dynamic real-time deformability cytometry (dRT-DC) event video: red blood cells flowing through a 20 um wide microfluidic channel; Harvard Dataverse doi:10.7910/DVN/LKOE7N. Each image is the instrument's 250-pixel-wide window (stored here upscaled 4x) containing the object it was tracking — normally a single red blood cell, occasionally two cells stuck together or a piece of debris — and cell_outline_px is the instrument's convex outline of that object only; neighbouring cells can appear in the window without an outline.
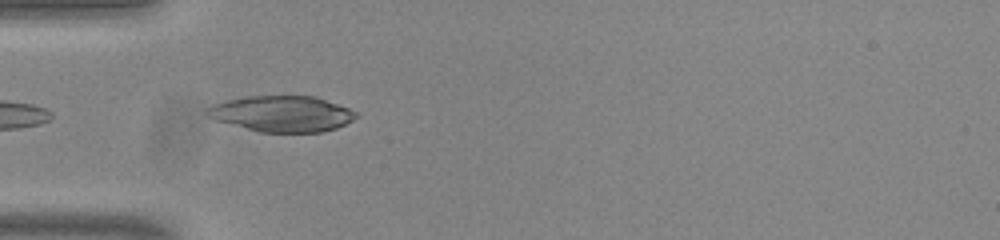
{"species": "common noctule bat (a hibernating species)", "species_latin": "Nyctalus noctula", "temperature_condition": "room temperature", "stored_images_in_passage": 9, "camera_frame_rate_fps": 3000, "um_per_image_px": 0.085, "animal": {"sex": "male", "body_mass_g": 20.0, "forearm_length_mm": 53.3}, "frame": {"image": 1, "passage_image": 1, "time_ms": 0.0, "image_size_px": [1000, 240], "cell_outline_px": [[360, 116], [336, 128], [320, 132], [260, 132], [216, 120], [208, 116], [204, 112], [212, 104], [228, 100], [248, 96], [316, 96], [348, 108], [356, 112]], "centroid_in_image_um": [23.97, 9.66], "position_along_channel_um": 61.0, "area_um2": 30.98}}